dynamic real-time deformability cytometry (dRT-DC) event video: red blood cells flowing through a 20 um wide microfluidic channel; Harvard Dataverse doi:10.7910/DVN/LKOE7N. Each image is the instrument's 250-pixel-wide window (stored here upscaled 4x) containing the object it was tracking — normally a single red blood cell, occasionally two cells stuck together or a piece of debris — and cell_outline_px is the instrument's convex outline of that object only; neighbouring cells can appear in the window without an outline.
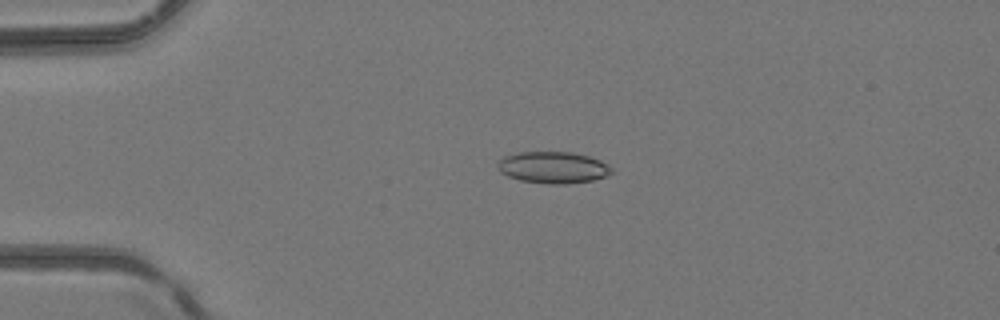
{"species": "common noctule bat (a hibernating species)", "species_latin": "Nyctalus noctula", "temperature_condition": "room temperature", "stored_images_in_passage": 6, "camera_frame_rate_fps": 3000, "um_per_image_px": 0.085, "animal": {"sex": "female", "body_mass_g": 24.6, "forearm_length_mm": 56.2}, "frame": {"image": 1, "passage_image": 4, "time_ms": 3.333, "image_size_px": [1000, 320], "cell_outline_px": [[612, 172], [604, 176], [592, 180], [568, 184], [548, 184], [520, 180], [508, 176], [500, 172], [496, 168], [496, 164], [504, 156], [520, 152], [572, 152], [588, 156], [600, 160], [608, 164], [612, 168]], "centroid_in_image_um": [46.98, 14.23], "position_along_channel_um": 38.0, "area_um2": 21.04}}
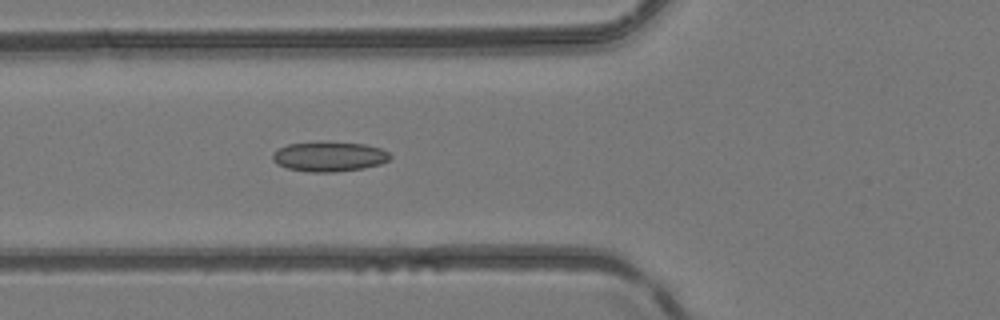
{"frame": {"image": 2, "passage_image": 6, "time_ms": 5.667, "image_size_px": [1000, 320], "cell_outline_px": [[392, 156], [388, 160], [380, 164], [364, 168], [332, 172], [308, 172], [288, 168], [276, 164], [272, 160], [272, 152], [288, 144], [328, 140], [364, 144], [380, 148], [388, 152]], "centroid_in_image_um": [27.96, 13.28], "position_along_channel_um": 97.8, "area_um2": 20.81}}